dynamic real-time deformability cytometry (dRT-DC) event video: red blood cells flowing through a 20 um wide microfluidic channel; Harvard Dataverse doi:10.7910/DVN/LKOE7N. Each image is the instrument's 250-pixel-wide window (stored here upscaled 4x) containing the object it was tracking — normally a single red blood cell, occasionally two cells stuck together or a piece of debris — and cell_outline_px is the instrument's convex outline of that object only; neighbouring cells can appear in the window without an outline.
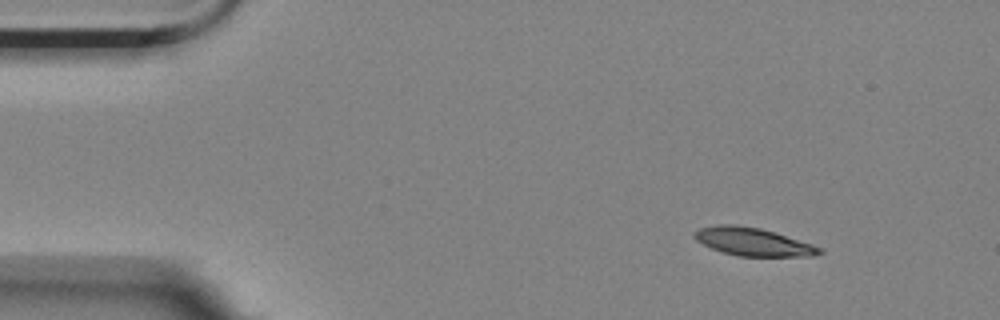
{"species": "Egyptian fruit bat (a non-hibernating species)", "species_latin": "Rousettus aegyptiacus", "temperature_condition": "room temperature", "stored_images_in_passage": 6, "camera_frame_rate_fps": 3000, "um_per_image_px": 0.085, "animal": {"sex": "female"}, "frame": {"image": 1, "passage_image": 1, "time_ms": 0.0, "image_size_px": [1000, 320], "cell_outline_px": [[824, 252], [812, 256], [740, 256], [724, 252], [712, 248], [696, 240], [692, 236], [692, 232], [700, 228], [716, 224], [736, 224], [760, 228], [812, 244], [824, 248]], "centroid_in_image_um": [63.99, 20.54], "position_along_channel_um": 21.0, "area_um2": 20.35}}
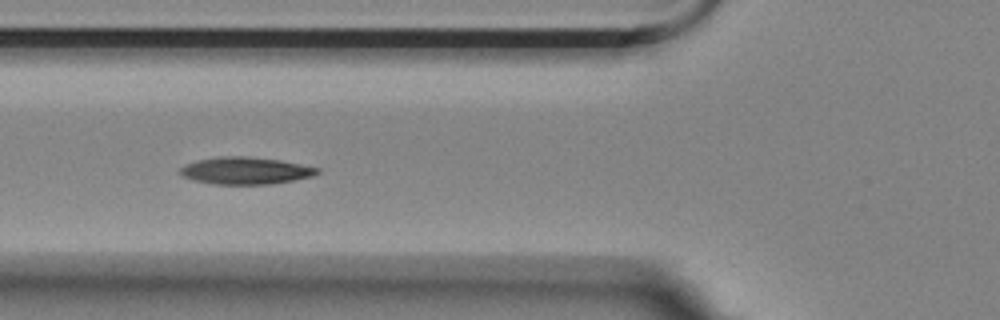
{"frame": {"image": 2, "passage_image": 5, "time_ms": 1.333, "image_size_px": [1000, 320], "cell_outline_px": [[320, 172], [312, 176], [272, 184], [212, 184], [196, 180], [184, 176], [176, 172], [184, 164], [196, 160], [220, 156], [248, 156], [280, 160], [320, 168]], "centroid_in_image_um": [20.84, 14.5], "position_along_channel_um": 105.0, "area_um2": 21.73}}
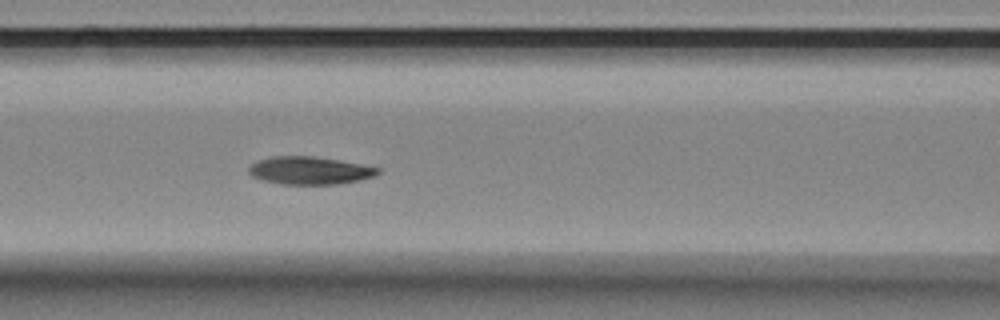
{"frame": {"image": 3, "passage_image": 6, "time_ms": 1.667, "image_size_px": [1000, 320], "cell_outline_px": [[380, 172], [372, 176], [360, 180], [336, 184], [280, 184], [264, 180], [252, 176], [248, 172], [248, 168], [252, 164], [260, 160], [272, 156], [312, 156], [360, 164], [380, 168]], "centroid_in_image_um": [26.3, 14.49], "position_along_channel_um": 140.3, "area_um2": 20.58}}